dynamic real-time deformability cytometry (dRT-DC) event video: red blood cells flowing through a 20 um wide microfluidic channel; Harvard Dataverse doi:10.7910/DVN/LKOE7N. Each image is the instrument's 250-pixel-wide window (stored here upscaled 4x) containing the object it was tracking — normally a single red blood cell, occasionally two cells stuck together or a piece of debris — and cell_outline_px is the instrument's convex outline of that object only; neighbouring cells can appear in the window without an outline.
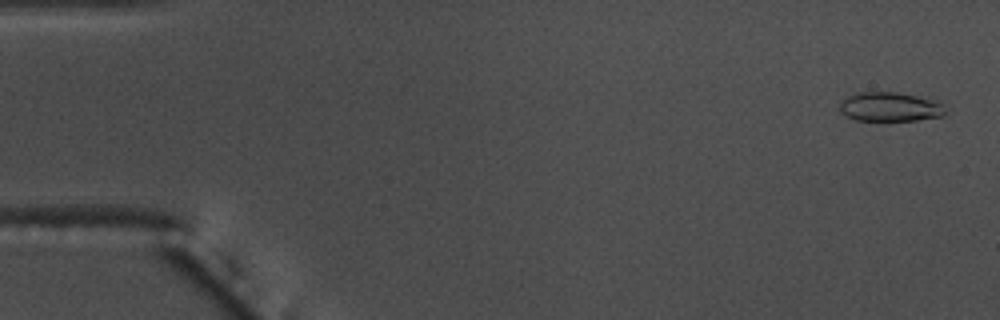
{"species": "common noctule bat (a hibernating species)", "species_latin": "Nyctalus noctula", "temperature_condition": "warm", "stored_images_in_passage": 55, "camera_frame_rate_fps": 3000, "um_per_image_px": 0.085, "animal": {"sex": "male", "body_mass_g": 17.5, "forearm_length_mm": 52.3}, "frame": {"image": 1, "passage_image": 2, "time_ms": 0.333, "image_size_px": [1000, 320], "cell_outline_px": [[944, 116], [916, 120], [856, 120], [840, 112], [840, 104], [848, 96], [860, 92], [896, 92], [916, 96], [940, 104], [944, 112]], "centroid_in_image_um": [75.59, 9.09], "position_along_channel_um": 9.4, "area_um2": 17.4}}
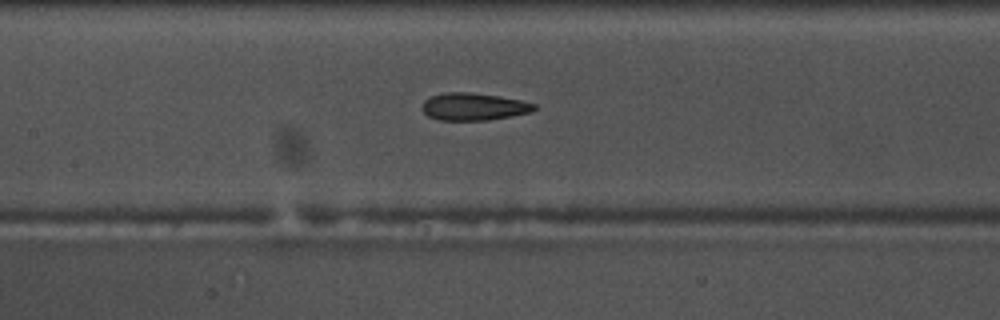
{"frame": {"image": 2, "passage_image": 26, "time_ms": 8.333, "image_size_px": [1000, 320], "cell_outline_px": [[536, 108], [532, 112], [488, 120], [440, 120], [428, 116], [420, 108], [424, 100], [432, 96], [448, 92], [468, 92], [500, 96], [520, 100], [536, 104]], "centroid_in_image_um": [40.25, 9.06], "position_along_channel_um": 167.1, "area_um2": 17.86}}
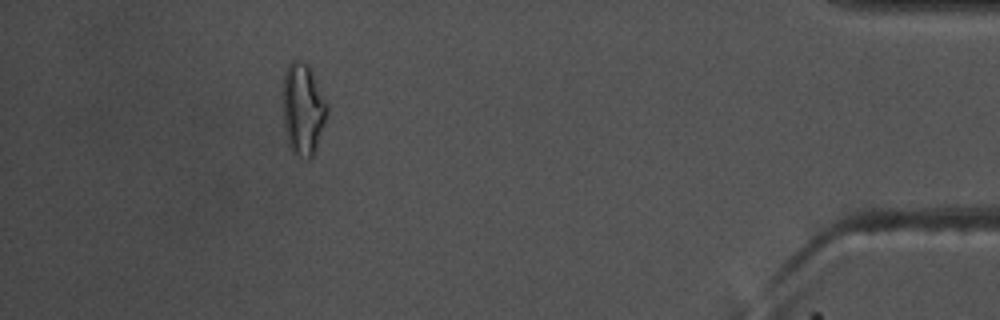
{"frame": {"image": 3, "passage_image": 50, "time_ms": 16.333, "image_size_px": [1000, 320], "cell_outline_px": [[328, 112], [316, 152], [308, 160], [292, 152], [288, 144], [284, 128], [280, 92], [284, 72], [288, 64], [292, 60], [300, 60], [308, 64], [312, 72], [328, 108]], "centroid_in_image_um": [25.7, 9.28], "position_along_channel_um": 409.5, "area_um2": 24.33}, "authors_computed_cell_mechanics": {"area_um2": 18.0336, "velocity_mm_per_s": 3.7276, "shape_relaxation_time_tau1_ms": null, "shape_relaxation_time_tau2_ms": 2.5112, "deformation_change_tau1": null, "deformation_change_tau2": 0.1105}}